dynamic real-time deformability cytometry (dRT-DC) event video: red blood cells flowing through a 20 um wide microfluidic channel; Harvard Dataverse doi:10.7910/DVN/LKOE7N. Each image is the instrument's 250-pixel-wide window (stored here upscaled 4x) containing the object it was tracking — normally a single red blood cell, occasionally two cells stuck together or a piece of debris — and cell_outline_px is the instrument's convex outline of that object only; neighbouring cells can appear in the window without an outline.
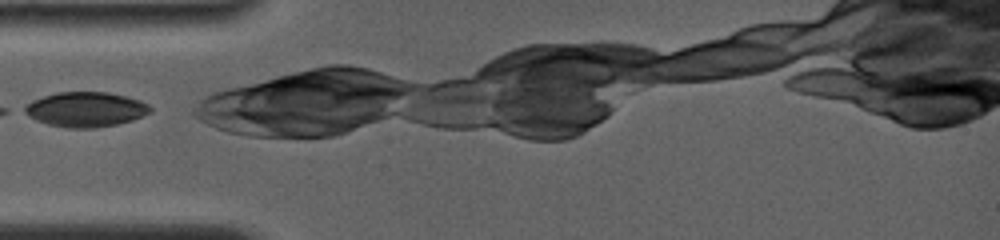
{"species": "common noctule bat (a hibernating species)", "species_latin": "Nyctalus noctula", "temperature_condition": "room temperature", "stored_images_in_passage": 6, "camera_frame_rate_fps": 4000, "um_per_image_px": 0.085, "animal": {"sex": "female", "body_mass_g": 19.0, "forearm_length_mm": 56.7}, "frame": {"image": 1, "passage_image": 1, "time_ms": 0.0, "image_size_px": [1000, 240], "cell_outline_px": [[152, 112], [132, 120], [116, 124], [96, 128], [68, 128], [48, 124], [36, 120], [20, 112], [16, 108], [32, 100], [56, 92], [108, 92], [140, 100], [148, 104], [152, 108]], "centroid_in_image_um": [7.2, 9.3], "position_along_channel_um": 77.8, "area_um2": 25.95}}